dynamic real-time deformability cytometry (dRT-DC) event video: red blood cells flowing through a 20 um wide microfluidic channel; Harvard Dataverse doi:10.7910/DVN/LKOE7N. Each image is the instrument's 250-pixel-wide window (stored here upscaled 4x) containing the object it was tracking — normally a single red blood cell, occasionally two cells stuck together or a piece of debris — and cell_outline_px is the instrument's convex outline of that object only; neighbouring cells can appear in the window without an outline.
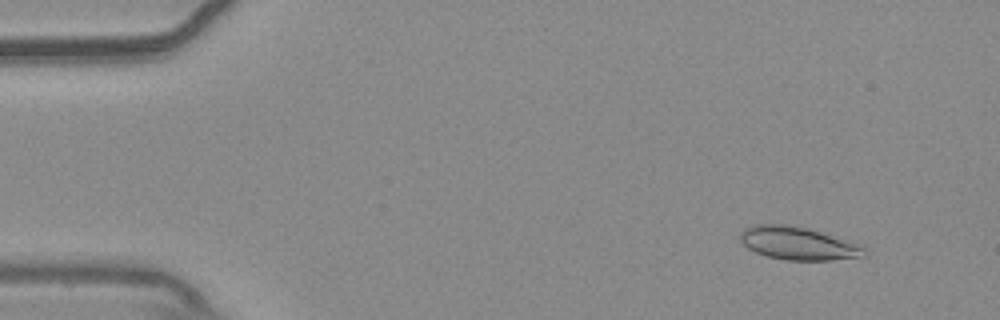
{"species": "common noctule bat (a hibernating species)", "species_latin": "Nyctalus noctula", "temperature_condition": "warm", "stored_images_in_passage": 54, "camera_frame_rate_fps": 3000, "um_per_image_px": 0.085, "animal": {"sex": "male", "body_mass_g": 20.4}, "frame": {"image": 1, "passage_image": 5, "time_ms": 1.333, "image_size_px": [1000, 320], "cell_outline_px": [[868, 256], [828, 260], [788, 260], [768, 256], [756, 252], [748, 248], [740, 240], [740, 232], [744, 228], [752, 224], [784, 224], [808, 228], [856, 244], [864, 248], [868, 252]], "centroid_in_image_um": [67.8, 20.68], "position_along_channel_um": 17.2, "area_um2": 23.58}}
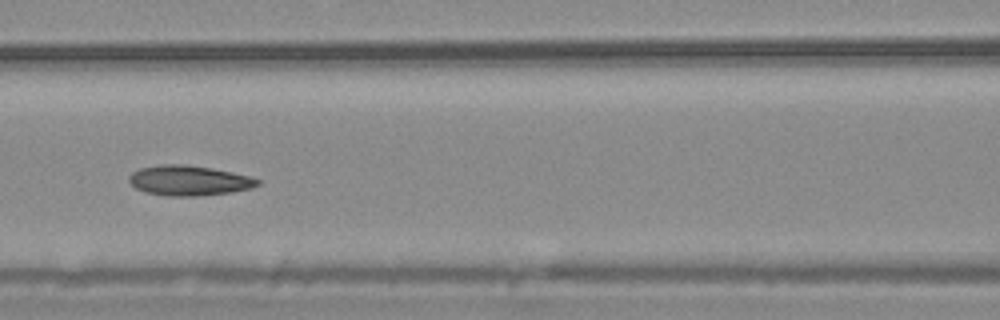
{"frame": {"image": 2, "passage_image": 24, "time_ms": 7.667, "image_size_px": [1000, 320], "cell_outline_px": [[260, 184], [252, 188], [232, 192], [200, 196], [168, 196], [144, 192], [136, 188], [128, 180], [128, 176], [132, 172], [140, 168], [160, 164], [184, 164], [212, 168], [232, 172], [248, 176], [260, 180]], "centroid_in_image_um": [16.05, 15.34], "position_along_channel_um": 150.6, "area_um2": 22.66}}
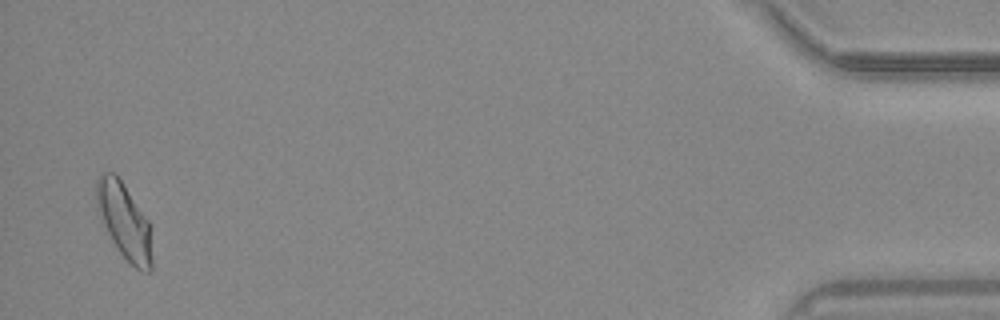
{"frame": {"image": 3, "passage_image": 53, "time_ms": 17.333, "image_size_px": [1000, 320], "cell_outline_px": [[152, 272], [140, 272], [120, 252], [112, 240], [96, 208], [96, 180], [100, 172], [112, 172], [120, 180], [148, 220], [152, 260]], "centroid_in_image_um": [10.55, 18.8], "position_along_channel_um": 424.7, "area_um2": 23.99}, "authors_computed_cell_mechanics": {"area_um2": 22.7154, "velocity_mm_per_s": 3.7231, "shape_relaxation_time_tau1_ms": 8.9217, "shape_relaxation_time_tau2_ms": 2.7175, "deformation_change_tau1": 0.1751, "deformation_change_tau2": 0.0954}}